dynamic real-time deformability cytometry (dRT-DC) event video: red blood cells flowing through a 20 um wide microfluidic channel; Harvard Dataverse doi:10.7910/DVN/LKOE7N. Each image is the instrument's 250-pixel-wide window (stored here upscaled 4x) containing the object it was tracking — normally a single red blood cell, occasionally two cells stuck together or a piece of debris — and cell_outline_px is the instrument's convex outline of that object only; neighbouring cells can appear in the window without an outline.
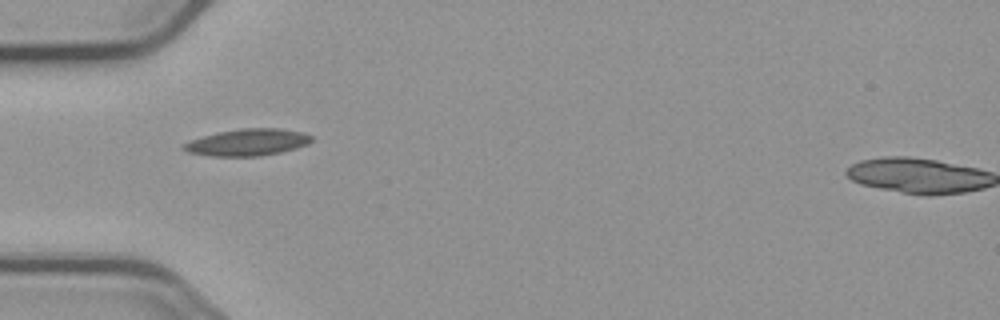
{"species": "common noctule bat (a hibernating species)", "species_latin": "Nyctalus noctula", "temperature_condition": "cold", "stored_images_in_passage": 2, "camera_frame_rate_fps": 3000, "um_per_image_px": 0.085, "animal": {"sex": "male", "body_mass_g": 23.1, "forearm_length_mm": 52.7}, "frame": {"image": 1, "passage_image": 1, "time_ms": 0.0, "image_size_px": [1000, 320], "cell_outline_px": [[312, 140], [308, 144], [280, 152], [260, 156], [208, 156], [188, 152], [180, 148], [180, 144], [204, 136], [220, 132], [240, 128], [280, 128], [304, 132], [312, 136]], "centroid_in_image_um": [21.03, 12.1], "position_along_channel_um": 64.0, "area_um2": 20.0}}
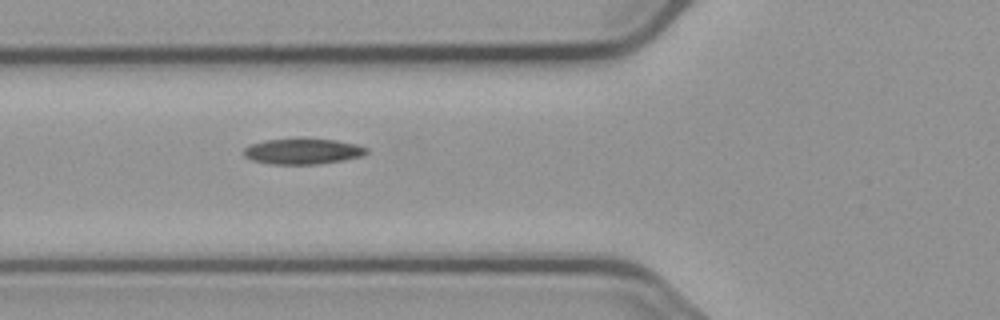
{"frame": {"image": 2, "passage_image": 2, "time_ms": 1.0, "image_size_px": [1000, 320], "cell_outline_px": [[368, 152], [364, 156], [320, 164], [272, 164], [252, 160], [244, 156], [244, 148], [252, 144], [264, 140], [300, 136], [304, 136], [336, 140], [356, 144], [368, 148]], "centroid_in_image_um": [25.75, 12.82], "position_along_channel_um": 100.0, "area_um2": 19.07}}